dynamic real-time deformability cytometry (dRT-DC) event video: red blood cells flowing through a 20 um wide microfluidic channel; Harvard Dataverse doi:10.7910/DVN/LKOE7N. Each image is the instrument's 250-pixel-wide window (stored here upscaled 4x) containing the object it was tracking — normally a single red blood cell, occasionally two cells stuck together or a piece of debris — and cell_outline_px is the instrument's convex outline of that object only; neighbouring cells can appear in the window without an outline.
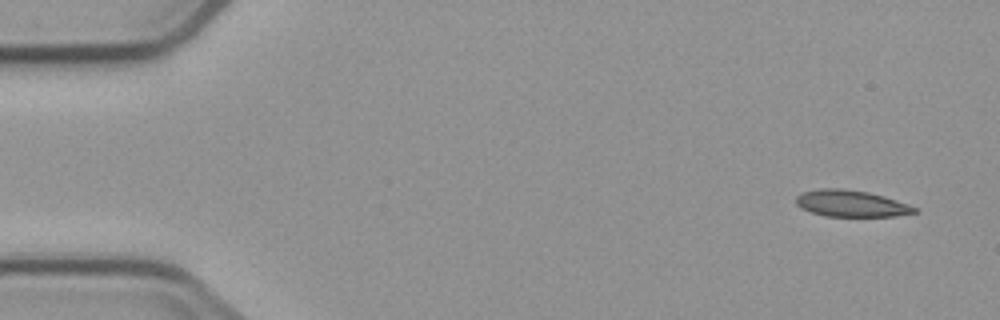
{"species": "common noctule bat (a hibernating species)", "species_latin": "Nyctalus noctula", "temperature_condition": "cold", "stored_images_in_passage": 7, "camera_frame_rate_fps": 3000, "um_per_image_px": 0.085, "animal": {"sex": "male", "body_mass_g": 23.1, "forearm_length_mm": 52.7}, "frame": {"image": 1, "passage_image": 1, "time_ms": 0.0, "image_size_px": [1000, 320], "cell_outline_px": [[920, 212], [896, 216], [824, 216], [800, 208], [796, 204], [796, 196], [800, 192], [820, 188], [840, 188], [868, 192], [884, 196], [908, 204], [916, 208]], "centroid_in_image_um": [72.33, 17.29], "position_along_channel_um": 12.7, "area_um2": 18.44}}
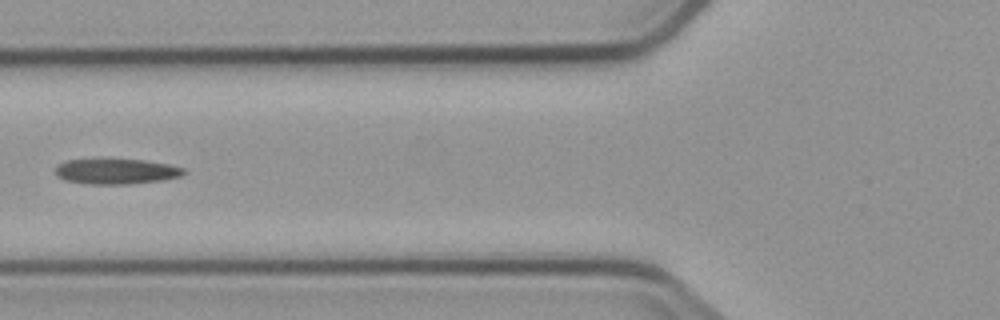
{"frame": {"image": 2, "passage_image": 6, "time_ms": 6.0, "image_size_px": [1000, 320], "cell_outline_px": [[188, 172], [180, 176], [164, 180], [132, 184], [88, 184], [64, 180], [56, 176], [56, 168], [64, 160], [144, 160], [168, 164], [184, 168]], "centroid_in_image_um": [9.91, 14.58], "position_along_channel_um": 115.9, "area_um2": 18.9}}
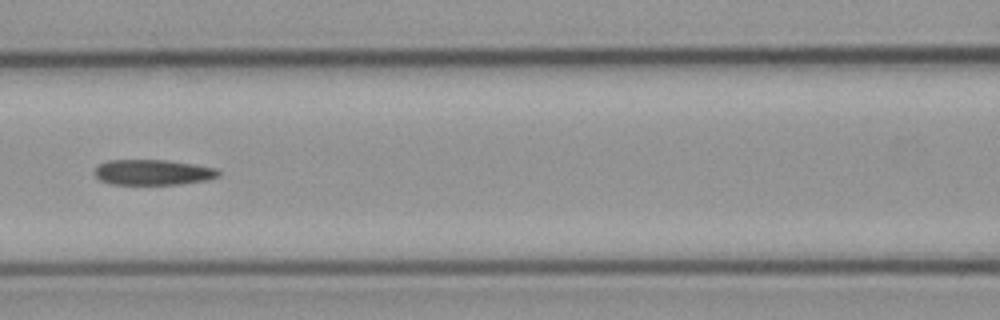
{"frame": {"image": 3, "passage_image": 7, "time_ms": 7.0, "image_size_px": [1000, 320], "cell_outline_px": [[220, 176], [204, 180], [180, 184], [112, 184], [100, 180], [92, 172], [100, 164], [108, 160], [168, 160], [216, 168], [220, 172]], "centroid_in_image_um": [12.98, 14.64], "position_along_channel_um": 153.6, "area_um2": 18.26}}